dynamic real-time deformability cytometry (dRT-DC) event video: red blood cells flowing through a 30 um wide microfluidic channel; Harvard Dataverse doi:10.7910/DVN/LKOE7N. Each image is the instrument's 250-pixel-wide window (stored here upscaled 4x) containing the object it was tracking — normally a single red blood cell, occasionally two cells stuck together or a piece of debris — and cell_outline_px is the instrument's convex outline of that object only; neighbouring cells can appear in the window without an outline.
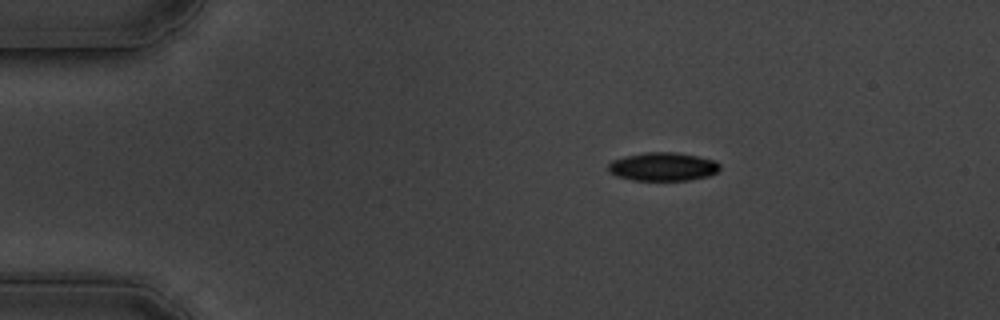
{"species": "common noctule bat (a hibernating species)", "species_latin": "Nyctalus noctula", "temperature_condition": "cold", "stored_images_in_passage": 50, "camera_frame_rate_fps": 3000, "um_per_image_px": 0.085, "animal": {"sex": "male", "body_mass_g": 19.5, "forearm_length_mm": 54.6}, "frame": {"image": 1, "passage_image": 1, "time_ms": 0.0, "image_size_px": [1000, 320], "cell_outline_px": [[720, 168], [716, 172], [708, 176], [688, 180], [632, 180], [616, 176], [608, 172], [608, 164], [612, 160], [644, 152], [672, 152], [696, 156], [716, 160], [720, 164]], "centroid_in_image_um": [56.34, 14.17], "position_along_channel_um": 28.7, "area_um2": 18.44}}
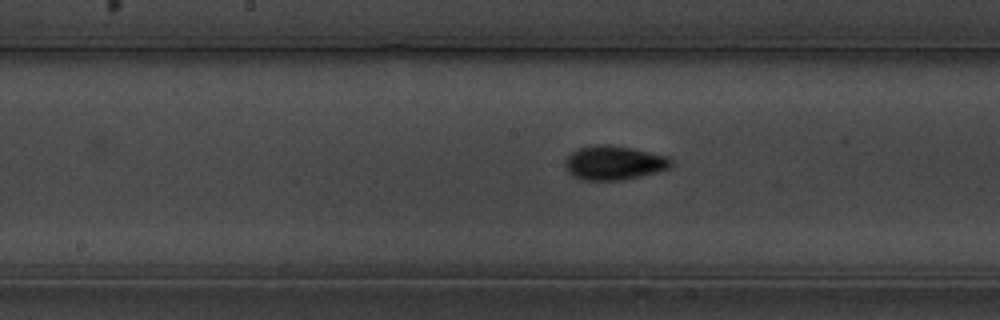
{"frame": {"image": 2, "passage_image": 21, "time_ms": 6.667, "image_size_px": [1000, 320], "cell_outline_px": [[672, 164], [668, 168], [656, 172], [640, 176], [620, 180], [580, 180], [572, 176], [564, 168], [564, 164], [568, 156], [572, 152], [580, 148], [596, 144], [608, 144], [632, 148], [668, 156], [672, 160]], "centroid_in_image_um": [52.16, 13.84], "position_along_channel_um": 196.0, "area_um2": 21.1}}
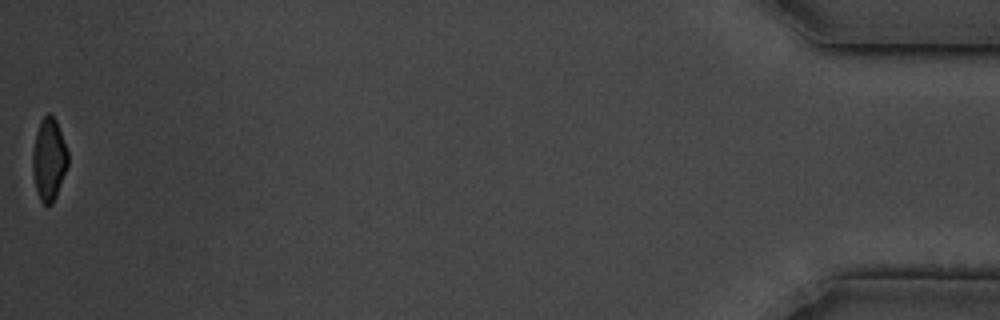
{"frame": {"image": 3, "passage_image": 50, "time_ms": 16.333, "image_size_px": [1000, 320], "cell_outline_px": [[68, 164], [56, 196], [52, 204], [44, 204], [40, 200], [36, 192], [32, 172], [32, 152], [36, 132], [40, 120], [48, 112], [56, 120], [68, 152]], "centroid_in_image_um": [4.14, 13.55], "position_along_channel_um": 431.1, "area_um2": 16.99}, "authors_computed_cell_mechanics": {"area_um2": 19.1318, "velocity_mm_per_s": 3.3969, "shape_relaxation_time_tau1_ms": 2.7849, "shape_relaxation_time_tau2_ms": 3.212, "deformation_change_tau1": 0.1121, "deformation_change_tau2": 0.0551}}